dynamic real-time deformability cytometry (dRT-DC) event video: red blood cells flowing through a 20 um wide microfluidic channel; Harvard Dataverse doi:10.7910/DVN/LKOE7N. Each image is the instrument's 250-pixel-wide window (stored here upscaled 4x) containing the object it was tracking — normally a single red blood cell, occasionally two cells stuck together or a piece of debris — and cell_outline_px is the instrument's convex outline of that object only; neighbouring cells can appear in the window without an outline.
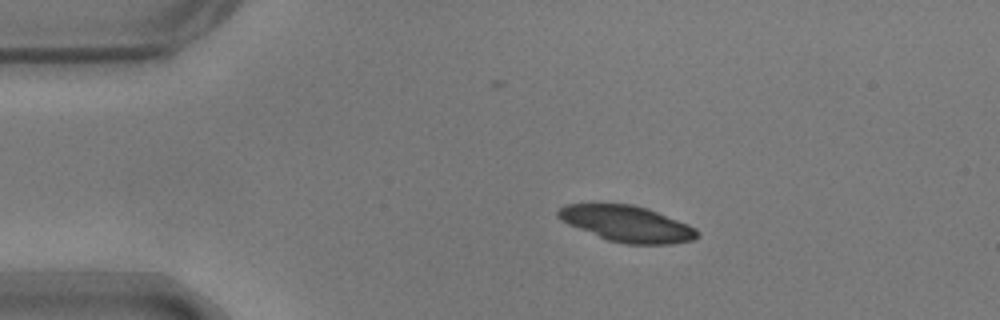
{"species": "common noctule bat (a hibernating species)", "species_latin": "Nyctalus noctula", "temperature_condition": "warm", "stored_images_in_passage": 45, "camera_frame_rate_fps": 3000, "um_per_image_px": 0.085, "animal": {"sex": "male", "body_mass_g": 17.9}, "frame": {"image": 1, "passage_image": 1, "time_ms": 0.0, "image_size_px": [1000, 320], "cell_outline_px": [[700, 232], [692, 240], [668, 244], [628, 244], [608, 240], [568, 224], [560, 220], [556, 216], [556, 212], [564, 204], [632, 204], [648, 208], [688, 224], [696, 228]], "centroid_in_image_um": [53.28, 19.01], "position_along_channel_um": 31.7, "area_um2": 29.07}}